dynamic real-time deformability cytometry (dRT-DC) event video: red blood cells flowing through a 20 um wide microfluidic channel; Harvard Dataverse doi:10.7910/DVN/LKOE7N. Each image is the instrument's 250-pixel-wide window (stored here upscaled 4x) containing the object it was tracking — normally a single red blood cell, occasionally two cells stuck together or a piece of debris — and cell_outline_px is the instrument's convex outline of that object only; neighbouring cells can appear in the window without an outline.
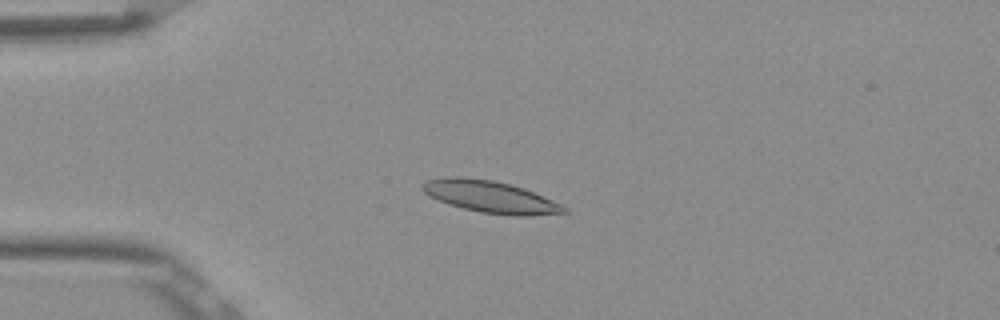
{"species": "Egyptian fruit bat (a non-hibernating species)", "species_latin": "Rousettus aegyptiacus", "temperature_condition": "room temperature", "stored_images_in_passage": 53, "camera_frame_rate_fps": 3000, "um_per_image_px": 0.085, "frame": {"image": 1, "passage_image": 14, "time_ms": 4.333, "image_size_px": [1000, 320], "cell_outline_px": [[568, 212], [528, 216], [508, 216], [480, 212], [448, 204], [424, 192], [420, 188], [420, 184], [428, 180], [444, 176], [460, 176], [492, 180], [524, 188], [552, 200], [568, 208]], "centroid_in_image_um": [41.66, 16.72], "position_along_channel_um": 43.3, "area_um2": 26.3}}
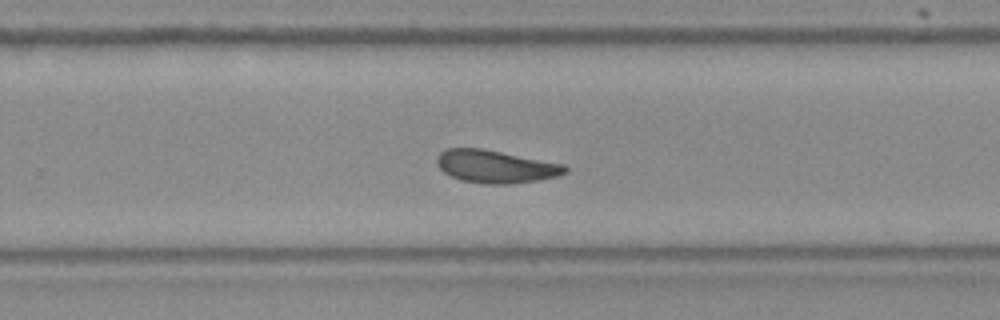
{"frame": {"image": 2, "passage_image": 35, "time_ms": 11.333, "image_size_px": [1000, 320], "cell_outline_px": [[568, 172], [556, 176], [536, 180], [512, 184], [484, 184], [460, 180], [444, 172], [440, 168], [436, 160], [440, 152], [448, 148], [480, 148], [564, 164], [568, 168]], "centroid_in_image_um": [42.12, 14.16], "position_along_channel_um": 287.7, "area_um2": 24.28}}
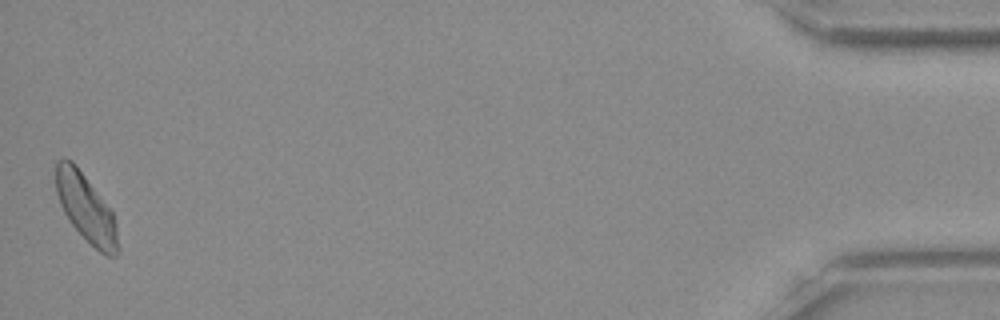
{"frame": {"image": 3, "passage_image": 53, "time_ms": 17.333, "image_size_px": [1000, 320], "cell_outline_px": [[120, 252], [116, 256], [108, 256], [100, 252], [72, 224], [64, 212], [60, 204], [56, 192], [56, 160], [64, 156], [72, 160], [76, 164], [112, 212], [116, 224], [120, 248]], "centroid_in_image_um": [7.31, 17.66], "position_along_channel_um": 427.9, "area_um2": 24.33}, "authors_computed_cell_mechanics": {"area_um2": 24.3916, "velocity_mm_per_s": 3.8386, "shape_relaxation_time_tau1_ms": null, "shape_relaxation_time_tau2_ms": 4.6552, "deformation_change_tau1": null, "deformation_change_tau2": 0.1174}}